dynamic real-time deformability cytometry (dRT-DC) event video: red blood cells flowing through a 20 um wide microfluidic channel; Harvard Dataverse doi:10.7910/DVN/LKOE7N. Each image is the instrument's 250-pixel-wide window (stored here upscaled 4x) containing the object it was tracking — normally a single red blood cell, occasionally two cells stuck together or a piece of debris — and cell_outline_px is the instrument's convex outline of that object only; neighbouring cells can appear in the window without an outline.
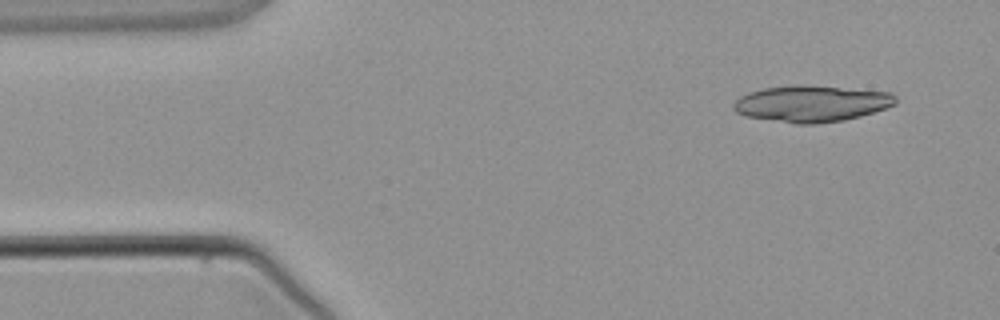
{"species": "common noctule bat (a hibernating species)", "species_latin": "Nyctalus noctula", "temperature_condition": "warm", "stored_images_in_passage": 4, "camera_frame_rate_fps": 3000, "um_per_image_px": 0.085, "animal": {"sex": "male", "body_mass_g": 21.5, "forearm_length_mm": 52.0}, "frame": {"image": 1, "passage_image": 1, "time_ms": 0.0, "image_size_px": [1000, 320], "cell_outline_px": [[896, 104], [860, 116], [844, 120], [816, 124], [796, 124], [744, 116], [736, 112], [732, 108], [732, 104], [740, 96], [748, 92], [764, 88], [836, 88], [892, 92], [896, 96]], "centroid_in_image_um": [68.95, 8.86], "position_along_channel_um": 16.0, "area_um2": 33.18}}
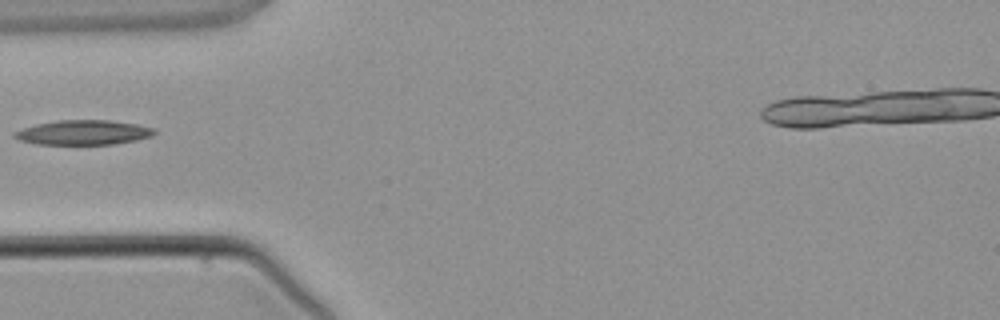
{"frame": {"image": 2, "passage_image": 4, "time_ms": 3.333, "image_size_px": [1000, 320], "cell_outline_px": [[156, 132], [152, 136], [136, 140], [112, 144], [36, 144], [20, 140], [12, 136], [12, 132], [36, 124], [56, 120], [108, 120], [136, 124], [156, 128]], "centroid_in_image_um": [7.08, 11.26], "position_along_channel_um": 77.9, "area_um2": 20.11}}